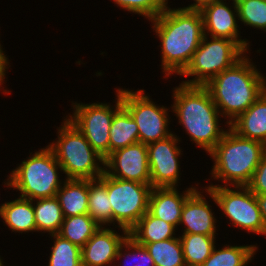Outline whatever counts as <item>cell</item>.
<instances>
[{
    "label": "cell",
    "mask_w": 266,
    "mask_h": 266,
    "mask_svg": "<svg viewBox=\"0 0 266 266\" xmlns=\"http://www.w3.org/2000/svg\"><path fill=\"white\" fill-rule=\"evenodd\" d=\"M152 28L161 41L165 78L180 75L191 62L204 36L203 17L200 10L171 9L167 7L151 20Z\"/></svg>",
    "instance_id": "obj_1"
},
{
    "label": "cell",
    "mask_w": 266,
    "mask_h": 266,
    "mask_svg": "<svg viewBox=\"0 0 266 266\" xmlns=\"http://www.w3.org/2000/svg\"><path fill=\"white\" fill-rule=\"evenodd\" d=\"M205 87L222 117L229 119L225 123L230 127L266 90V77L245 53L234 65L211 79Z\"/></svg>",
    "instance_id": "obj_2"
},
{
    "label": "cell",
    "mask_w": 266,
    "mask_h": 266,
    "mask_svg": "<svg viewBox=\"0 0 266 266\" xmlns=\"http://www.w3.org/2000/svg\"><path fill=\"white\" fill-rule=\"evenodd\" d=\"M172 112L178 122L195 142L209 153L223 138L226 129H221V114L205 86L180 83L173 88Z\"/></svg>",
    "instance_id": "obj_3"
},
{
    "label": "cell",
    "mask_w": 266,
    "mask_h": 266,
    "mask_svg": "<svg viewBox=\"0 0 266 266\" xmlns=\"http://www.w3.org/2000/svg\"><path fill=\"white\" fill-rule=\"evenodd\" d=\"M265 154L266 145L243 138L229 127L208 154L214 162L211 178L224 182L220 186H248Z\"/></svg>",
    "instance_id": "obj_4"
},
{
    "label": "cell",
    "mask_w": 266,
    "mask_h": 266,
    "mask_svg": "<svg viewBox=\"0 0 266 266\" xmlns=\"http://www.w3.org/2000/svg\"><path fill=\"white\" fill-rule=\"evenodd\" d=\"M58 138L49 143L66 179L92 180L104 173L105 159L67 118L57 129Z\"/></svg>",
    "instance_id": "obj_5"
},
{
    "label": "cell",
    "mask_w": 266,
    "mask_h": 266,
    "mask_svg": "<svg viewBox=\"0 0 266 266\" xmlns=\"http://www.w3.org/2000/svg\"><path fill=\"white\" fill-rule=\"evenodd\" d=\"M21 162L4 182L8 188L17 189L19 197L35 200L55 197L62 186L59 171L62 167L52 149L47 145Z\"/></svg>",
    "instance_id": "obj_6"
},
{
    "label": "cell",
    "mask_w": 266,
    "mask_h": 266,
    "mask_svg": "<svg viewBox=\"0 0 266 266\" xmlns=\"http://www.w3.org/2000/svg\"><path fill=\"white\" fill-rule=\"evenodd\" d=\"M204 35L191 62L179 76L193 77L186 85L205 86L222 71L230 68L246 53L235 41ZM195 77V78H194Z\"/></svg>",
    "instance_id": "obj_7"
},
{
    "label": "cell",
    "mask_w": 266,
    "mask_h": 266,
    "mask_svg": "<svg viewBox=\"0 0 266 266\" xmlns=\"http://www.w3.org/2000/svg\"><path fill=\"white\" fill-rule=\"evenodd\" d=\"M204 190L234 227L265 236V226L256 195L247 186L207 185ZM235 189V190H234Z\"/></svg>",
    "instance_id": "obj_8"
},
{
    "label": "cell",
    "mask_w": 266,
    "mask_h": 266,
    "mask_svg": "<svg viewBox=\"0 0 266 266\" xmlns=\"http://www.w3.org/2000/svg\"><path fill=\"white\" fill-rule=\"evenodd\" d=\"M99 179L106 185L112 207V223L119 230L130 231L148 211L151 184L117 179L105 172Z\"/></svg>",
    "instance_id": "obj_9"
},
{
    "label": "cell",
    "mask_w": 266,
    "mask_h": 266,
    "mask_svg": "<svg viewBox=\"0 0 266 266\" xmlns=\"http://www.w3.org/2000/svg\"><path fill=\"white\" fill-rule=\"evenodd\" d=\"M116 94L115 108L108 103L85 104L72 101L73 114L65 116L104 159L109 155V132L114 114L122 106L121 94L117 90Z\"/></svg>",
    "instance_id": "obj_10"
},
{
    "label": "cell",
    "mask_w": 266,
    "mask_h": 266,
    "mask_svg": "<svg viewBox=\"0 0 266 266\" xmlns=\"http://www.w3.org/2000/svg\"><path fill=\"white\" fill-rule=\"evenodd\" d=\"M117 91L121 94L122 105L138 126L139 142L148 145L173 134L168 128L170 124L169 107L155 104L145 94L144 89L132 91L118 88Z\"/></svg>",
    "instance_id": "obj_11"
},
{
    "label": "cell",
    "mask_w": 266,
    "mask_h": 266,
    "mask_svg": "<svg viewBox=\"0 0 266 266\" xmlns=\"http://www.w3.org/2000/svg\"><path fill=\"white\" fill-rule=\"evenodd\" d=\"M180 138L174 133L165 139L147 145L148 164L152 188L176 187L181 175L179 172L182 155Z\"/></svg>",
    "instance_id": "obj_12"
},
{
    "label": "cell",
    "mask_w": 266,
    "mask_h": 266,
    "mask_svg": "<svg viewBox=\"0 0 266 266\" xmlns=\"http://www.w3.org/2000/svg\"><path fill=\"white\" fill-rule=\"evenodd\" d=\"M104 172L114 178L151 184L147 145L137 142L110 153Z\"/></svg>",
    "instance_id": "obj_13"
},
{
    "label": "cell",
    "mask_w": 266,
    "mask_h": 266,
    "mask_svg": "<svg viewBox=\"0 0 266 266\" xmlns=\"http://www.w3.org/2000/svg\"><path fill=\"white\" fill-rule=\"evenodd\" d=\"M200 12L203 17L204 35L209 36L210 34L211 37L230 39L235 41L247 54L250 53L248 52L250 49L248 40L241 39L239 35L240 25L237 24L239 17L236 4L232 3V6H229L226 0H217L204 6Z\"/></svg>",
    "instance_id": "obj_14"
},
{
    "label": "cell",
    "mask_w": 266,
    "mask_h": 266,
    "mask_svg": "<svg viewBox=\"0 0 266 266\" xmlns=\"http://www.w3.org/2000/svg\"><path fill=\"white\" fill-rule=\"evenodd\" d=\"M111 227H100L98 231L81 248L82 266L115 265L119 247L129 236V231L122 229L123 234L115 233ZM114 262V263H113Z\"/></svg>",
    "instance_id": "obj_15"
},
{
    "label": "cell",
    "mask_w": 266,
    "mask_h": 266,
    "mask_svg": "<svg viewBox=\"0 0 266 266\" xmlns=\"http://www.w3.org/2000/svg\"><path fill=\"white\" fill-rule=\"evenodd\" d=\"M197 188L185 201L179 225H184L182 234L216 236V217L212 206Z\"/></svg>",
    "instance_id": "obj_16"
},
{
    "label": "cell",
    "mask_w": 266,
    "mask_h": 266,
    "mask_svg": "<svg viewBox=\"0 0 266 266\" xmlns=\"http://www.w3.org/2000/svg\"><path fill=\"white\" fill-rule=\"evenodd\" d=\"M186 188L179 193L177 187L152 188L149 196L148 211L155 217L178 227L183 205L197 187Z\"/></svg>",
    "instance_id": "obj_17"
},
{
    "label": "cell",
    "mask_w": 266,
    "mask_h": 266,
    "mask_svg": "<svg viewBox=\"0 0 266 266\" xmlns=\"http://www.w3.org/2000/svg\"><path fill=\"white\" fill-rule=\"evenodd\" d=\"M230 128L243 138L266 145V90L230 124Z\"/></svg>",
    "instance_id": "obj_18"
},
{
    "label": "cell",
    "mask_w": 266,
    "mask_h": 266,
    "mask_svg": "<svg viewBox=\"0 0 266 266\" xmlns=\"http://www.w3.org/2000/svg\"><path fill=\"white\" fill-rule=\"evenodd\" d=\"M0 217L13 232L22 234L37 231L33 200L18 197L13 201L2 203Z\"/></svg>",
    "instance_id": "obj_19"
},
{
    "label": "cell",
    "mask_w": 266,
    "mask_h": 266,
    "mask_svg": "<svg viewBox=\"0 0 266 266\" xmlns=\"http://www.w3.org/2000/svg\"><path fill=\"white\" fill-rule=\"evenodd\" d=\"M55 197L64 217L88 214V180L65 178Z\"/></svg>",
    "instance_id": "obj_20"
},
{
    "label": "cell",
    "mask_w": 266,
    "mask_h": 266,
    "mask_svg": "<svg viewBox=\"0 0 266 266\" xmlns=\"http://www.w3.org/2000/svg\"><path fill=\"white\" fill-rule=\"evenodd\" d=\"M176 227L153 216L147 211L129 231V236L138 244H148L175 238Z\"/></svg>",
    "instance_id": "obj_21"
},
{
    "label": "cell",
    "mask_w": 266,
    "mask_h": 266,
    "mask_svg": "<svg viewBox=\"0 0 266 266\" xmlns=\"http://www.w3.org/2000/svg\"><path fill=\"white\" fill-rule=\"evenodd\" d=\"M109 133V154L139 142L138 126L123 105L115 112Z\"/></svg>",
    "instance_id": "obj_22"
},
{
    "label": "cell",
    "mask_w": 266,
    "mask_h": 266,
    "mask_svg": "<svg viewBox=\"0 0 266 266\" xmlns=\"http://www.w3.org/2000/svg\"><path fill=\"white\" fill-rule=\"evenodd\" d=\"M88 215L101 227L112 224L108 191L99 178L88 180Z\"/></svg>",
    "instance_id": "obj_23"
},
{
    "label": "cell",
    "mask_w": 266,
    "mask_h": 266,
    "mask_svg": "<svg viewBox=\"0 0 266 266\" xmlns=\"http://www.w3.org/2000/svg\"><path fill=\"white\" fill-rule=\"evenodd\" d=\"M37 232L58 234L64 220L61 206L56 197L33 200Z\"/></svg>",
    "instance_id": "obj_24"
},
{
    "label": "cell",
    "mask_w": 266,
    "mask_h": 266,
    "mask_svg": "<svg viewBox=\"0 0 266 266\" xmlns=\"http://www.w3.org/2000/svg\"><path fill=\"white\" fill-rule=\"evenodd\" d=\"M182 251L186 266H200L211 255L215 247V236L203 234H182Z\"/></svg>",
    "instance_id": "obj_25"
},
{
    "label": "cell",
    "mask_w": 266,
    "mask_h": 266,
    "mask_svg": "<svg viewBox=\"0 0 266 266\" xmlns=\"http://www.w3.org/2000/svg\"><path fill=\"white\" fill-rule=\"evenodd\" d=\"M100 227L88 214L64 217L58 235L82 248Z\"/></svg>",
    "instance_id": "obj_26"
},
{
    "label": "cell",
    "mask_w": 266,
    "mask_h": 266,
    "mask_svg": "<svg viewBox=\"0 0 266 266\" xmlns=\"http://www.w3.org/2000/svg\"><path fill=\"white\" fill-rule=\"evenodd\" d=\"M256 245L231 246L212 250L211 255L200 266H247L257 252Z\"/></svg>",
    "instance_id": "obj_27"
},
{
    "label": "cell",
    "mask_w": 266,
    "mask_h": 266,
    "mask_svg": "<svg viewBox=\"0 0 266 266\" xmlns=\"http://www.w3.org/2000/svg\"><path fill=\"white\" fill-rule=\"evenodd\" d=\"M145 246L153 258L155 266H186L179 237L170 238L164 241H157Z\"/></svg>",
    "instance_id": "obj_28"
},
{
    "label": "cell",
    "mask_w": 266,
    "mask_h": 266,
    "mask_svg": "<svg viewBox=\"0 0 266 266\" xmlns=\"http://www.w3.org/2000/svg\"><path fill=\"white\" fill-rule=\"evenodd\" d=\"M53 239L48 266H82L81 248L58 234Z\"/></svg>",
    "instance_id": "obj_29"
},
{
    "label": "cell",
    "mask_w": 266,
    "mask_h": 266,
    "mask_svg": "<svg viewBox=\"0 0 266 266\" xmlns=\"http://www.w3.org/2000/svg\"><path fill=\"white\" fill-rule=\"evenodd\" d=\"M237 10L238 20L244 25L266 32V0H243Z\"/></svg>",
    "instance_id": "obj_30"
},
{
    "label": "cell",
    "mask_w": 266,
    "mask_h": 266,
    "mask_svg": "<svg viewBox=\"0 0 266 266\" xmlns=\"http://www.w3.org/2000/svg\"><path fill=\"white\" fill-rule=\"evenodd\" d=\"M114 3L128 12L142 15L149 21L159 16L168 7V0H113Z\"/></svg>",
    "instance_id": "obj_31"
},
{
    "label": "cell",
    "mask_w": 266,
    "mask_h": 266,
    "mask_svg": "<svg viewBox=\"0 0 266 266\" xmlns=\"http://www.w3.org/2000/svg\"><path fill=\"white\" fill-rule=\"evenodd\" d=\"M123 250H126V251H123ZM122 257L123 258L125 257V259L128 258V260L129 259L137 260L138 258L139 261L137 260L138 262L135 263L133 266H155L154 260L150 256L145 246L138 244L130 236H128L126 240L123 242V244L119 247L115 260L119 261ZM122 266H127V265L126 263H123Z\"/></svg>",
    "instance_id": "obj_32"
},
{
    "label": "cell",
    "mask_w": 266,
    "mask_h": 266,
    "mask_svg": "<svg viewBox=\"0 0 266 266\" xmlns=\"http://www.w3.org/2000/svg\"><path fill=\"white\" fill-rule=\"evenodd\" d=\"M255 195L266 194V154L256 167L253 178L247 186Z\"/></svg>",
    "instance_id": "obj_33"
},
{
    "label": "cell",
    "mask_w": 266,
    "mask_h": 266,
    "mask_svg": "<svg viewBox=\"0 0 266 266\" xmlns=\"http://www.w3.org/2000/svg\"><path fill=\"white\" fill-rule=\"evenodd\" d=\"M9 60L8 57L5 55L4 51L2 50V46L0 44V86L3 85L5 82V77H6V69L9 68ZM0 89H2L0 87Z\"/></svg>",
    "instance_id": "obj_34"
},
{
    "label": "cell",
    "mask_w": 266,
    "mask_h": 266,
    "mask_svg": "<svg viewBox=\"0 0 266 266\" xmlns=\"http://www.w3.org/2000/svg\"><path fill=\"white\" fill-rule=\"evenodd\" d=\"M259 208L262 214V218L264 221V226H265V236H266V194L263 195H256Z\"/></svg>",
    "instance_id": "obj_35"
},
{
    "label": "cell",
    "mask_w": 266,
    "mask_h": 266,
    "mask_svg": "<svg viewBox=\"0 0 266 266\" xmlns=\"http://www.w3.org/2000/svg\"><path fill=\"white\" fill-rule=\"evenodd\" d=\"M213 1L217 0H194V3L187 6V7H182L180 9L184 10H201L204 6L212 3Z\"/></svg>",
    "instance_id": "obj_36"
},
{
    "label": "cell",
    "mask_w": 266,
    "mask_h": 266,
    "mask_svg": "<svg viewBox=\"0 0 266 266\" xmlns=\"http://www.w3.org/2000/svg\"><path fill=\"white\" fill-rule=\"evenodd\" d=\"M231 1H233V2H232L233 4H236V5H237L239 2H241V1H243V0H231Z\"/></svg>",
    "instance_id": "obj_37"
},
{
    "label": "cell",
    "mask_w": 266,
    "mask_h": 266,
    "mask_svg": "<svg viewBox=\"0 0 266 266\" xmlns=\"http://www.w3.org/2000/svg\"><path fill=\"white\" fill-rule=\"evenodd\" d=\"M3 260L1 259V257H0V266H2L3 265Z\"/></svg>",
    "instance_id": "obj_38"
}]
</instances>
